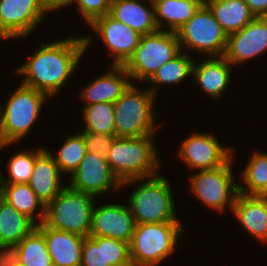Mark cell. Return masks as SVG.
<instances>
[{"mask_svg": "<svg viewBox=\"0 0 267 266\" xmlns=\"http://www.w3.org/2000/svg\"><path fill=\"white\" fill-rule=\"evenodd\" d=\"M80 134L83 136L86 150L103 159L107 158L108 152L117 138L116 135H106L83 131H81Z\"/></svg>", "mask_w": 267, "mask_h": 266, "instance_id": "34", "label": "cell"}, {"mask_svg": "<svg viewBox=\"0 0 267 266\" xmlns=\"http://www.w3.org/2000/svg\"><path fill=\"white\" fill-rule=\"evenodd\" d=\"M108 73L96 78L81 93L87 105L96 103H115L132 84L131 77L124 66L111 65ZM129 79V80H128Z\"/></svg>", "mask_w": 267, "mask_h": 266, "instance_id": "20", "label": "cell"}, {"mask_svg": "<svg viewBox=\"0 0 267 266\" xmlns=\"http://www.w3.org/2000/svg\"><path fill=\"white\" fill-rule=\"evenodd\" d=\"M92 37L67 38L53 43H42L28 61L16 69L25 76L23 85L39 90L49 98L55 96L77 68L88 49ZM51 96V97H50Z\"/></svg>", "mask_w": 267, "mask_h": 266, "instance_id": "1", "label": "cell"}, {"mask_svg": "<svg viewBox=\"0 0 267 266\" xmlns=\"http://www.w3.org/2000/svg\"><path fill=\"white\" fill-rule=\"evenodd\" d=\"M179 156L193 170H211L224 165L234 154L224 148L213 134L192 133L182 141Z\"/></svg>", "mask_w": 267, "mask_h": 266, "instance_id": "13", "label": "cell"}, {"mask_svg": "<svg viewBox=\"0 0 267 266\" xmlns=\"http://www.w3.org/2000/svg\"><path fill=\"white\" fill-rule=\"evenodd\" d=\"M233 156L221 167L211 170H198L190 178V188L204 205L218 212L226 206L232 210L239 194L232 172Z\"/></svg>", "mask_w": 267, "mask_h": 266, "instance_id": "10", "label": "cell"}, {"mask_svg": "<svg viewBox=\"0 0 267 266\" xmlns=\"http://www.w3.org/2000/svg\"><path fill=\"white\" fill-rule=\"evenodd\" d=\"M0 266H22L17 263L8 253L0 254Z\"/></svg>", "mask_w": 267, "mask_h": 266, "instance_id": "38", "label": "cell"}, {"mask_svg": "<svg viewBox=\"0 0 267 266\" xmlns=\"http://www.w3.org/2000/svg\"><path fill=\"white\" fill-rule=\"evenodd\" d=\"M182 228L180 222L136 224L129 244L132 266H156L170 256Z\"/></svg>", "mask_w": 267, "mask_h": 266, "instance_id": "3", "label": "cell"}, {"mask_svg": "<svg viewBox=\"0 0 267 266\" xmlns=\"http://www.w3.org/2000/svg\"><path fill=\"white\" fill-rule=\"evenodd\" d=\"M4 192V200L11 204L18 212L25 214L36 225L35 212L38 206L41 211L36 212L39 217V223L44 222L45 206L38 199L35 192L31 189L28 183L23 184H1Z\"/></svg>", "mask_w": 267, "mask_h": 266, "instance_id": "28", "label": "cell"}, {"mask_svg": "<svg viewBox=\"0 0 267 266\" xmlns=\"http://www.w3.org/2000/svg\"><path fill=\"white\" fill-rule=\"evenodd\" d=\"M146 7L138 0H112L109 15L141 35L154 33L158 30L154 5L150 2Z\"/></svg>", "mask_w": 267, "mask_h": 266, "instance_id": "23", "label": "cell"}, {"mask_svg": "<svg viewBox=\"0 0 267 266\" xmlns=\"http://www.w3.org/2000/svg\"><path fill=\"white\" fill-rule=\"evenodd\" d=\"M256 17H267V0H244Z\"/></svg>", "mask_w": 267, "mask_h": 266, "instance_id": "36", "label": "cell"}, {"mask_svg": "<svg viewBox=\"0 0 267 266\" xmlns=\"http://www.w3.org/2000/svg\"><path fill=\"white\" fill-rule=\"evenodd\" d=\"M45 149L39 148L35 151H23L17 152L14 156H11L8 162L9 179L5 180L0 172V184H23L28 183L33 172L36 158Z\"/></svg>", "mask_w": 267, "mask_h": 266, "instance_id": "32", "label": "cell"}, {"mask_svg": "<svg viewBox=\"0 0 267 266\" xmlns=\"http://www.w3.org/2000/svg\"><path fill=\"white\" fill-rule=\"evenodd\" d=\"M61 172L53 154L45 150L36 158L32 175L28 182L38 199L46 207L64 188L61 187Z\"/></svg>", "mask_w": 267, "mask_h": 266, "instance_id": "21", "label": "cell"}, {"mask_svg": "<svg viewBox=\"0 0 267 266\" xmlns=\"http://www.w3.org/2000/svg\"><path fill=\"white\" fill-rule=\"evenodd\" d=\"M8 254L22 266H53L44 235L36 227Z\"/></svg>", "mask_w": 267, "mask_h": 266, "instance_id": "27", "label": "cell"}, {"mask_svg": "<svg viewBox=\"0 0 267 266\" xmlns=\"http://www.w3.org/2000/svg\"><path fill=\"white\" fill-rule=\"evenodd\" d=\"M91 29L100 34L114 56V66H124L139 45L141 34L126 24L115 20L109 14L95 19Z\"/></svg>", "mask_w": 267, "mask_h": 266, "instance_id": "14", "label": "cell"}, {"mask_svg": "<svg viewBox=\"0 0 267 266\" xmlns=\"http://www.w3.org/2000/svg\"><path fill=\"white\" fill-rule=\"evenodd\" d=\"M180 48L211 56H224L228 35L203 3L195 14L176 31Z\"/></svg>", "mask_w": 267, "mask_h": 266, "instance_id": "9", "label": "cell"}, {"mask_svg": "<svg viewBox=\"0 0 267 266\" xmlns=\"http://www.w3.org/2000/svg\"><path fill=\"white\" fill-rule=\"evenodd\" d=\"M241 176L247 189L239 185V193L267 196V153L255 151Z\"/></svg>", "mask_w": 267, "mask_h": 266, "instance_id": "29", "label": "cell"}, {"mask_svg": "<svg viewBox=\"0 0 267 266\" xmlns=\"http://www.w3.org/2000/svg\"><path fill=\"white\" fill-rule=\"evenodd\" d=\"M46 12L40 0H0V34L6 40L28 36Z\"/></svg>", "mask_w": 267, "mask_h": 266, "instance_id": "11", "label": "cell"}, {"mask_svg": "<svg viewBox=\"0 0 267 266\" xmlns=\"http://www.w3.org/2000/svg\"><path fill=\"white\" fill-rule=\"evenodd\" d=\"M203 3V0H164L155 3L154 14L158 30H163V25L166 24L168 31L176 32Z\"/></svg>", "mask_w": 267, "mask_h": 266, "instance_id": "26", "label": "cell"}, {"mask_svg": "<svg viewBox=\"0 0 267 266\" xmlns=\"http://www.w3.org/2000/svg\"><path fill=\"white\" fill-rule=\"evenodd\" d=\"M153 138L154 134L115 139L106 160L122 186L158 175L160 163Z\"/></svg>", "mask_w": 267, "mask_h": 266, "instance_id": "2", "label": "cell"}, {"mask_svg": "<svg viewBox=\"0 0 267 266\" xmlns=\"http://www.w3.org/2000/svg\"><path fill=\"white\" fill-rule=\"evenodd\" d=\"M44 93L21 83L8 98L6 107H0V133L2 144H13L23 138L37 120Z\"/></svg>", "mask_w": 267, "mask_h": 266, "instance_id": "7", "label": "cell"}, {"mask_svg": "<svg viewBox=\"0 0 267 266\" xmlns=\"http://www.w3.org/2000/svg\"><path fill=\"white\" fill-rule=\"evenodd\" d=\"M167 178L153 176L130 195L128 206L136 224L180 222L175 217L172 187Z\"/></svg>", "mask_w": 267, "mask_h": 266, "instance_id": "6", "label": "cell"}, {"mask_svg": "<svg viewBox=\"0 0 267 266\" xmlns=\"http://www.w3.org/2000/svg\"><path fill=\"white\" fill-rule=\"evenodd\" d=\"M81 266H132L129 244L108 237H85Z\"/></svg>", "mask_w": 267, "mask_h": 266, "instance_id": "17", "label": "cell"}, {"mask_svg": "<svg viewBox=\"0 0 267 266\" xmlns=\"http://www.w3.org/2000/svg\"><path fill=\"white\" fill-rule=\"evenodd\" d=\"M204 3L227 35L238 32L256 17L244 0H206Z\"/></svg>", "mask_w": 267, "mask_h": 266, "instance_id": "25", "label": "cell"}, {"mask_svg": "<svg viewBox=\"0 0 267 266\" xmlns=\"http://www.w3.org/2000/svg\"><path fill=\"white\" fill-rule=\"evenodd\" d=\"M147 1L154 5L155 3L159 1H164V0H147Z\"/></svg>", "mask_w": 267, "mask_h": 266, "instance_id": "41", "label": "cell"}, {"mask_svg": "<svg viewBox=\"0 0 267 266\" xmlns=\"http://www.w3.org/2000/svg\"><path fill=\"white\" fill-rule=\"evenodd\" d=\"M66 139L56 157L53 156V158L61 173L66 172L72 175L78 168L87 150L83 136L80 133L69 136Z\"/></svg>", "mask_w": 267, "mask_h": 266, "instance_id": "33", "label": "cell"}, {"mask_svg": "<svg viewBox=\"0 0 267 266\" xmlns=\"http://www.w3.org/2000/svg\"><path fill=\"white\" fill-rule=\"evenodd\" d=\"M94 196L65 188L45 207L44 223L54 229L88 237Z\"/></svg>", "mask_w": 267, "mask_h": 266, "instance_id": "5", "label": "cell"}, {"mask_svg": "<svg viewBox=\"0 0 267 266\" xmlns=\"http://www.w3.org/2000/svg\"><path fill=\"white\" fill-rule=\"evenodd\" d=\"M181 51L176 32L157 30L141 36L139 45L124 68L131 79L147 82L162 65Z\"/></svg>", "mask_w": 267, "mask_h": 266, "instance_id": "8", "label": "cell"}, {"mask_svg": "<svg viewBox=\"0 0 267 266\" xmlns=\"http://www.w3.org/2000/svg\"><path fill=\"white\" fill-rule=\"evenodd\" d=\"M70 176V188L94 197L106 193L112 187H122L107 160L89 151H86L78 168Z\"/></svg>", "mask_w": 267, "mask_h": 266, "instance_id": "12", "label": "cell"}, {"mask_svg": "<svg viewBox=\"0 0 267 266\" xmlns=\"http://www.w3.org/2000/svg\"><path fill=\"white\" fill-rule=\"evenodd\" d=\"M82 114L85 123L83 132L115 135L113 103L85 105Z\"/></svg>", "mask_w": 267, "mask_h": 266, "instance_id": "31", "label": "cell"}, {"mask_svg": "<svg viewBox=\"0 0 267 266\" xmlns=\"http://www.w3.org/2000/svg\"><path fill=\"white\" fill-rule=\"evenodd\" d=\"M194 59L182 51L173 59L162 65L147 81L154 86L149 88L155 95L157 86L180 83L189 76H193L192 67Z\"/></svg>", "mask_w": 267, "mask_h": 266, "instance_id": "30", "label": "cell"}, {"mask_svg": "<svg viewBox=\"0 0 267 266\" xmlns=\"http://www.w3.org/2000/svg\"><path fill=\"white\" fill-rule=\"evenodd\" d=\"M0 107H1V105H0ZM8 145H11V144H2L1 133H0V149L6 147Z\"/></svg>", "mask_w": 267, "mask_h": 266, "instance_id": "40", "label": "cell"}, {"mask_svg": "<svg viewBox=\"0 0 267 266\" xmlns=\"http://www.w3.org/2000/svg\"><path fill=\"white\" fill-rule=\"evenodd\" d=\"M43 4V7L47 10V12H51L52 10H57L61 7H67L72 4V0H40Z\"/></svg>", "mask_w": 267, "mask_h": 266, "instance_id": "37", "label": "cell"}, {"mask_svg": "<svg viewBox=\"0 0 267 266\" xmlns=\"http://www.w3.org/2000/svg\"><path fill=\"white\" fill-rule=\"evenodd\" d=\"M36 228L44 235L53 266H81L85 237L51 228L44 222Z\"/></svg>", "mask_w": 267, "mask_h": 266, "instance_id": "18", "label": "cell"}, {"mask_svg": "<svg viewBox=\"0 0 267 266\" xmlns=\"http://www.w3.org/2000/svg\"><path fill=\"white\" fill-rule=\"evenodd\" d=\"M249 234L267 241V196L239 193L231 211Z\"/></svg>", "mask_w": 267, "mask_h": 266, "instance_id": "19", "label": "cell"}, {"mask_svg": "<svg viewBox=\"0 0 267 266\" xmlns=\"http://www.w3.org/2000/svg\"><path fill=\"white\" fill-rule=\"evenodd\" d=\"M196 65L193 63L192 75L207 95L221 97L230 82L231 63L224 56H211Z\"/></svg>", "mask_w": 267, "mask_h": 266, "instance_id": "22", "label": "cell"}, {"mask_svg": "<svg viewBox=\"0 0 267 266\" xmlns=\"http://www.w3.org/2000/svg\"><path fill=\"white\" fill-rule=\"evenodd\" d=\"M135 226L129 206L115 203L101 207L94 205L89 236L108 237L130 244Z\"/></svg>", "mask_w": 267, "mask_h": 266, "instance_id": "16", "label": "cell"}, {"mask_svg": "<svg viewBox=\"0 0 267 266\" xmlns=\"http://www.w3.org/2000/svg\"><path fill=\"white\" fill-rule=\"evenodd\" d=\"M1 185V184H0ZM4 200V192H3V189H2V186H0V204L1 202Z\"/></svg>", "mask_w": 267, "mask_h": 266, "instance_id": "39", "label": "cell"}, {"mask_svg": "<svg viewBox=\"0 0 267 266\" xmlns=\"http://www.w3.org/2000/svg\"><path fill=\"white\" fill-rule=\"evenodd\" d=\"M77 4L79 13L91 24L95 19L109 14L112 0H72Z\"/></svg>", "mask_w": 267, "mask_h": 266, "instance_id": "35", "label": "cell"}, {"mask_svg": "<svg viewBox=\"0 0 267 266\" xmlns=\"http://www.w3.org/2000/svg\"><path fill=\"white\" fill-rule=\"evenodd\" d=\"M36 224L3 200L0 204V254L9 253Z\"/></svg>", "mask_w": 267, "mask_h": 266, "instance_id": "24", "label": "cell"}, {"mask_svg": "<svg viewBox=\"0 0 267 266\" xmlns=\"http://www.w3.org/2000/svg\"><path fill=\"white\" fill-rule=\"evenodd\" d=\"M267 50V17H255L236 33L228 35L224 57L236 66Z\"/></svg>", "mask_w": 267, "mask_h": 266, "instance_id": "15", "label": "cell"}, {"mask_svg": "<svg viewBox=\"0 0 267 266\" xmlns=\"http://www.w3.org/2000/svg\"><path fill=\"white\" fill-rule=\"evenodd\" d=\"M148 89L140 91L131 84L113 104L115 135L119 138L142 137L155 134L154 99Z\"/></svg>", "mask_w": 267, "mask_h": 266, "instance_id": "4", "label": "cell"}]
</instances>
